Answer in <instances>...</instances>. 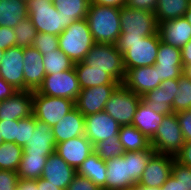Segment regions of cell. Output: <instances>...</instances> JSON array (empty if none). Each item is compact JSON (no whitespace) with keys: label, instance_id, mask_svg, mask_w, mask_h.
Instances as JSON below:
<instances>
[{"label":"cell","instance_id":"1","mask_svg":"<svg viewBox=\"0 0 191 190\" xmlns=\"http://www.w3.org/2000/svg\"><path fill=\"white\" fill-rule=\"evenodd\" d=\"M159 34L144 36L119 35L117 49L123 54L125 70L154 65L160 44Z\"/></svg>","mask_w":191,"mask_h":190},{"label":"cell","instance_id":"2","mask_svg":"<svg viewBox=\"0 0 191 190\" xmlns=\"http://www.w3.org/2000/svg\"><path fill=\"white\" fill-rule=\"evenodd\" d=\"M86 20L95 43H117L121 34L120 8L90 3Z\"/></svg>","mask_w":191,"mask_h":190},{"label":"cell","instance_id":"3","mask_svg":"<svg viewBox=\"0 0 191 190\" xmlns=\"http://www.w3.org/2000/svg\"><path fill=\"white\" fill-rule=\"evenodd\" d=\"M59 49L73 63L82 62L87 52L96 44L86 19L74 21L58 36Z\"/></svg>","mask_w":191,"mask_h":190},{"label":"cell","instance_id":"4","mask_svg":"<svg viewBox=\"0 0 191 190\" xmlns=\"http://www.w3.org/2000/svg\"><path fill=\"white\" fill-rule=\"evenodd\" d=\"M91 69L102 70L110 74L117 82L123 83L126 70L123 54L117 49L116 44H95L82 61Z\"/></svg>","mask_w":191,"mask_h":190},{"label":"cell","instance_id":"5","mask_svg":"<svg viewBox=\"0 0 191 190\" xmlns=\"http://www.w3.org/2000/svg\"><path fill=\"white\" fill-rule=\"evenodd\" d=\"M150 142L156 153L175 157L181 151L185 140L176 113L164 116Z\"/></svg>","mask_w":191,"mask_h":190},{"label":"cell","instance_id":"6","mask_svg":"<svg viewBox=\"0 0 191 190\" xmlns=\"http://www.w3.org/2000/svg\"><path fill=\"white\" fill-rule=\"evenodd\" d=\"M28 17L38 33L59 36L64 31V18L48 0H30L27 3Z\"/></svg>","mask_w":191,"mask_h":190},{"label":"cell","instance_id":"7","mask_svg":"<svg viewBox=\"0 0 191 190\" xmlns=\"http://www.w3.org/2000/svg\"><path fill=\"white\" fill-rule=\"evenodd\" d=\"M141 100V96L120 84L106 102L104 112L109 114L120 126L131 125Z\"/></svg>","mask_w":191,"mask_h":190},{"label":"cell","instance_id":"8","mask_svg":"<svg viewBox=\"0 0 191 190\" xmlns=\"http://www.w3.org/2000/svg\"><path fill=\"white\" fill-rule=\"evenodd\" d=\"M75 108V101L50 97L33 91V115L51 128Z\"/></svg>","mask_w":191,"mask_h":190},{"label":"cell","instance_id":"9","mask_svg":"<svg viewBox=\"0 0 191 190\" xmlns=\"http://www.w3.org/2000/svg\"><path fill=\"white\" fill-rule=\"evenodd\" d=\"M121 33L124 36L148 37L158 33L154 12L123 6L120 8Z\"/></svg>","mask_w":191,"mask_h":190},{"label":"cell","instance_id":"10","mask_svg":"<svg viewBox=\"0 0 191 190\" xmlns=\"http://www.w3.org/2000/svg\"><path fill=\"white\" fill-rule=\"evenodd\" d=\"M81 91L75 68L61 73L46 75L37 92L57 98L76 101Z\"/></svg>","mask_w":191,"mask_h":190},{"label":"cell","instance_id":"11","mask_svg":"<svg viewBox=\"0 0 191 190\" xmlns=\"http://www.w3.org/2000/svg\"><path fill=\"white\" fill-rule=\"evenodd\" d=\"M158 70L159 80L179 79L184 73L181 49L160 41L156 62L153 65Z\"/></svg>","mask_w":191,"mask_h":190},{"label":"cell","instance_id":"12","mask_svg":"<svg viewBox=\"0 0 191 190\" xmlns=\"http://www.w3.org/2000/svg\"><path fill=\"white\" fill-rule=\"evenodd\" d=\"M119 85H100L81 89L75 101V107L89 116L104 111L106 102Z\"/></svg>","mask_w":191,"mask_h":190},{"label":"cell","instance_id":"13","mask_svg":"<svg viewBox=\"0 0 191 190\" xmlns=\"http://www.w3.org/2000/svg\"><path fill=\"white\" fill-rule=\"evenodd\" d=\"M24 48L10 47L1 58L0 72L2 79L16 90H24Z\"/></svg>","mask_w":191,"mask_h":190},{"label":"cell","instance_id":"14","mask_svg":"<svg viewBox=\"0 0 191 190\" xmlns=\"http://www.w3.org/2000/svg\"><path fill=\"white\" fill-rule=\"evenodd\" d=\"M174 160V156L155 153L146 165L137 184L146 187L160 188L171 175Z\"/></svg>","mask_w":191,"mask_h":190},{"label":"cell","instance_id":"15","mask_svg":"<svg viewBox=\"0 0 191 190\" xmlns=\"http://www.w3.org/2000/svg\"><path fill=\"white\" fill-rule=\"evenodd\" d=\"M179 79H168L161 82L160 86L147 92L142 100L148 107L163 115L173 114V101L178 90Z\"/></svg>","mask_w":191,"mask_h":190},{"label":"cell","instance_id":"16","mask_svg":"<svg viewBox=\"0 0 191 190\" xmlns=\"http://www.w3.org/2000/svg\"><path fill=\"white\" fill-rule=\"evenodd\" d=\"M128 90L139 96L160 86L158 70L153 65L128 69L122 83Z\"/></svg>","mask_w":191,"mask_h":190},{"label":"cell","instance_id":"17","mask_svg":"<svg viewBox=\"0 0 191 190\" xmlns=\"http://www.w3.org/2000/svg\"><path fill=\"white\" fill-rule=\"evenodd\" d=\"M120 127V124L104 111L85 116V136L93 145L118 136Z\"/></svg>","mask_w":191,"mask_h":190},{"label":"cell","instance_id":"18","mask_svg":"<svg viewBox=\"0 0 191 190\" xmlns=\"http://www.w3.org/2000/svg\"><path fill=\"white\" fill-rule=\"evenodd\" d=\"M33 115V91L18 90L0 101V121L19 120Z\"/></svg>","mask_w":191,"mask_h":190},{"label":"cell","instance_id":"19","mask_svg":"<svg viewBox=\"0 0 191 190\" xmlns=\"http://www.w3.org/2000/svg\"><path fill=\"white\" fill-rule=\"evenodd\" d=\"M55 152L71 167L76 170L94 152V145L85 136L68 139L57 143Z\"/></svg>","mask_w":191,"mask_h":190},{"label":"cell","instance_id":"20","mask_svg":"<svg viewBox=\"0 0 191 190\" xmlns=\"http://www.w3.org/2000/svg\"><path fill=\"white\" fill-rule=\"evenodd\" d=\"M106 190H127L131 188L130 152L106 161Z\"/></svg>","mask_w":191,"mask_h":190},{"label":"cell","instance_id":"21","mask_svg":"<svg viewBox=\"0 0 191 190\" xmlns=\"http://www.w3.org/2000/svg\"><path fill=\"white\" fill-rule=\"evenodd\" d=\"M76 174L77 170L54 152L47 157L41 177L56 187L66 190Z\"/></svg>","mask_w":191,"mask_h":190},{"label":"cell","instance_id":"22","mask_svg":"<svg viewBox=\"0 0 191 190\" xmlns=\"http://www.w3.org/2000/svg\"><path fill=\"white\" fill-rule=\"evenodd\" d=\"M43 55L33 46L24 47V90L37 91L46 76Z\"/></svg>","mask_w":191,"mask_h":190},{"label":"cell","instance_id":"23","mask_svg":"<svg viewBox=\"0 0 191 190\" xmlns=\"http://www.w3.org/2000/svg\"><path fill=\"white\" fill-rule=\"evenodd\" d=\"M158 34L165 44L181 49L191 40V25L185 17L167 20L159 23Z\"/></svg>","mask_w":191,"mask_h":190},{"label":"cell","instance_id":"24","mask_svg":"<svg viewBox=\"0 0 191 190\" xmlns=\"http://www.w3.org/2000/svg\"><path fill=\"white\" fill-rule=\"evenodd\" d=\"M56 145L52 128L45 122L36 119V128L23 147V154L49 156L55 152Z\"/></svg>","mask_w":191,"mask_h":190},{"label":"cell","instance_id":"25","mask_svg":"<svg viewBox=\"0 0 191 190\" xmlns=\"http://www.w3.org/2000/svg\"><path fill=\"white\" fill-rule=\"evenodd\" d=\"M56 143L85 135V116L75 107L52 127Z\"/></svg>","mask_w":191,"mask_h":190},{"label":"cell","instance_id":"26","mask_svg":"<svg viewBox=\"0 0 191 190\" xmlns=\"http://www.w3.org/2000/svg\"><path fill=\"white\" fill-rule=\"evenodd\" d=\"M164 116L163 114L152 111L141 100L133 117L132 125L150 140L159 128Z\"/></svg>","mask_w":191,"mask_h":190},{"label":"cell","instance_id":"27","mask_svg":"<svg viewBox=\"0 0 191 190\" xmlns=\"http://www.w3.org/2000/svg\"><path fill=\"white\" fill-rule=\"evenodd\" d=\"M74 68L81 89L100 85H120L110 74L102 70L91 69L83 62L75 63Z\"/></svg>","mask_w":191,"mask_h":190},{"label":"cell","instance_id":"28","mask_svg":"<svg viewBox=\"0 0 191 190\" xmlns=\"http://www.w3.org/2000/svg\"><path fill=\"white\" fill-rule=\"evenodd\" d=\"M77 174L90 179L100 189L106 190V161L92 152L77 169Z\"/></svg>","mask_w":191,"mask_h":190},{"label":"cell","instance_id":"29","mask_svg":"<svg viewBox=\"0 0 191 190\" xmlns=\"http://www.w3.org/2000/svg\"><path fill=\"white\" fill-rule=\"evenodd\" d=\"M27 17L26 2L22 0H0V26L14 28Z\"/></svg>","mask_w":191,"mask_h":190},{"label":"cell","instance_id":"30","mask_svg":"<svg viewBox=\"0 0 191 190\" xmlns=\"http://www.w3.org/2000/svg\"><path fill=\"white\" fill-rule=\"evenodd\" d=\"M56 10L64 18V28L74 21L86 19L90 0H55Z\"/></svg>","mask_w":191,"mask_h":190},{"label":"cell","instance_id":"31","mask_svg":"<svg viewBox=\"0 0 191 190\" xmlns=\"http://www.w3.org/2000/svg\"><path fill=\"white\" fill-rule=\"evenodd\" d=\"M118 137L125 152L148 150L151 147L150 140L132 124L121 126Z\"/></svg>","mask_w":191,"mask_h":190},{"label":"cell","instance_id":"32","mask_svg":"<svg viewBox=\"0 0 191 190\" xmlns=\"http://www.w3.org/2000/svg\"><path fill=\"white\" fill-rule=\"evenodd\" d=\"M191 0H158L154 11L157 22L162 23L167 20L184 17Z\"/></svg>","mask_w":191,"mask_h":190},{"label":"cell","instance_id":"33","mask_svg":"<svg viewBox=\"0 0 191 190\" xmlns=\"http://www.w3.org/2000/svg\"><path fill=\"white\" fill-rule=\"evenodd\" d=\"M48 156L23 154L17 175L22 179L36 180L42 175Z\"/></svg>","mask_w":191,"mask_h":190},{"label":"cell","instance_id":"34","mask_svg":"<svg viewBox=\"0 0 191 190\" xmlns=\"http://www.w3.org/2000/svg\"><path fill=\"white\" fill-rule=\"evenodd\" d=\"M23 155V147L4 142L0 145V170L17 172Z\"/></svg>","mask_w":191,"mask_h":190},{"label":"cell","instance_id":"35","mask_svg":"<svg viewBox=\"0 0 191 190\" xmlns=\"http://www.w3.org/2000/svg\"><path fill=\"white\" fill-rule=\"evenodd\" d=\"M46 75L61 73L74 68L73 61L60 49L47 52L43 55Z\"/></svg>","mask_w":191,"mask_h":190},{"label":"cell","instance_id":"36","mask_svg":"<svg viewBox=\"0 0 191 190\" xmlns=\"http://www.w3.org/2000/svg\"><path fill=\"white\" fill-rule=\"evenodd\" d=\"M155 153L152 147L148 150L130 152L131 187L139 182L146 165Z\"/></svg>","mask_w":191,"mask_h":190},{"label":"cell","instance_id":"37","mask_svg":"<svg viewBox=\"0 0 191 190\" xmlns=\"http://www.w3.org/2000/svg\"><path fill=\"white\" fill-rule=\"evenodd\" d=\"M172 108L174 113L191 109V77L186 73L179 78L178 90Z\"/></svg>","mask_w":191,"mask_h":190},{"label":"cell","instance_id":"38","mask_svg":"<svg viewBox=\"0 0 191 190\" xmlns=\"http://www.w3.org/2000/svg\"><path fill=\"white\" fill-rule=\"evenodd\" d=\"M94 152L104 161L123 156L125 152L118 136L99 141L94 145Z\"/></svg>","mask_w":191,"mask_h":190},{"label":"cell","instance_id":"39","mask_svg":"<svg viewBox=\"0 0 191 190\" xmlns=\"http://www.w3.org/2000/svg\"><path fill=\"white\" fill-rule=\"evenodd\" d=\"M13 29L16 36V46L24 48L33 45L38 32L29 17L20 21Z\"/></svg>","mask_w":191,"mask_h":190},{"label":"cell","instance_id":"40","mask_svg":"<svg viewBox=\"0 0 191 190\" xmlns=\"http://www.w3.org/2000/svg\"><path fill=\"white\" fill-rule=\"evenodd\" d=\"M36 128V118L31 115L27 118L19 119L18 126H16L15 144L24 147L26 142L29 141L31 134Z\"/></svg>","mask_w":191,"mask_h":190},{"label":"cell","instance_id":"41","mask_svg":"<svg viewBox=\"0 0 191 190\" xmlns=\"http://www.w3.org/2000/svg\"><path fill=\"white\" fill-rule=\"evenodd\" d=\"M32 46L42 55L55 51L59 49L58 36L50 33H37Z\"/></svg>","mask_w":191,"mask_h":190},{"label":"cell","instance_id":"42","mask_svg":"<svg viewBox=\"0 0 191 190\" xmlns=\"http://www.w3.org/2000/svg\"><path fill=\"white\" fill-rule=\"evenodd\" d=\"M171 174L176 182H179L181 190H191V167L183 166L174 160Z\"/></svg>","mask_w":191,"mask_h":190},{"label":"cell","instance_id":"43","mask_svg":"<svg viewBox=\"0 0 191 190\" xmlns=\"http://www.w3.org/2000/svg\"><path fill=\"white\" fill-rule=\"evenodd\" d=\"M16 126H18V120L0 121V136H2L4 142L15 143Z\"/></svg>","mask_w":191,"mask_h":190},{"label":"cell","instance_id":"44","mask_svg":"<svg viewBox=\"0 0 191 190\" xmlns=\"http://www.w3.org/2000/svg\"><path fill=\"white\" fill-rule=\"evenodd\" d=\"M185 142L191 141V109L176 112Z\"/></svg>","mask_w":191,"mask_h":190},{"label":"cell","instance_id":"45","mask_svg":"<svg viewBox=\"0 0 191 190\" xmlns=\"http://www.w3.org/2000/svg\"><path fill=\"white\" fill-rule=\"evenodd\" d=\"M18 180L17 172L0 170V190H16Z\"/></svg>","mask_w":191,"mask_h":190},{"label":"cell","instance_id":"46","mask_svg":"<svg viewBox=\"0 0 191 190\" xmlns=\"http://www.w3.org/2000/svg\"><path fill=\"white\" fill-rule=\"evenodd\" d=\"M66 190H102L95 185L90 179L76 174Z\"/></svg>","mask_w":191,"mask_h":190},{"label":"cell","instance_id":"47","mask_svg":"<svg viewBox=\"0 0 191 190\" xmlns=\"http://www.w3.org/2000/svg\"><path fill=\"white\" fill-rule=\"evenodd\" d=\"M14 46H16L14 29L0 26V48L6 51L8 48Z\"/></svg>","mask_w":191,"mask_h":190},{"label":"cell","instance_id":"48","mask_svg":"<svg viewBox=\"0 0 191 190\" xmlns=\"http://www.w3.org/2000/svg\"><path fill=\"white\" fill-rule=\"evenodd\" d=\"M158 4V0H126L125 6L133 9L154 12Z\"/></svg>","mask_w":191,"mask_h":190},{"label":"cell","instance_id":"49","mask_svg":"<svg viewBox=\"0 0 191 190\" xmlns=\"http://www.w3.org/2000/svg\"><path fill=\"white\" fill-rule=\"evenodd\" d=\"M175 160L183 166L191 167V141L184 143Z\"/></svg>","mask_w":191,"mask_h":190},{"label":"cell","instance_id":"50","mask_svg":"<svg viewBox=\"0 0 191 190\" xmlns=\"http://www.w3.org/2000/svg\"><path fill=\"white\" fill-rule=\"evenodd\" d=\"M17 91L11 84L0 79V101L10 98Z\"/></svg>","mask_w":191,"mask_h":190},{"label":"cell","instance_id":"51","mask_svg":"<svg viewBox=\"0 0 191 190\" xmlns=\"http://www.w3.org/2000/svg\"><path fill=\"white\" fill-rule=\"evenodd\" d=\"M182 64L184 70L191 65V40L181 48Z\"/></svg>","mask_w":191,"mask_h":190},{"label":"cell","instance_id":"52","mask_svg":"<svg viewBox=\"0 0 191 190\" xmlns=\"http://www.w3.org/2000/svg\"><path fill=\"white\" fill-rule=\"evenodd\" d=\"M16 190H38L37 179H22L19 178Z\"/></svg>","mask_w":191,"mask_h":190},{"label":"cell","instance_id":"53","mask_svg":"<svg viewBox=\"0 0 191 190\" xmlns=\"http://www.w3.org/2000/svg\"><path fill=\"white\" fill-rule=\"evenodd\" d=\"M126 0H90L92 4H98L102 6H111L121 8L125 5Z\"/></svg>","mask_w":191,"mask_h":190},{"label":"cell","instance_id":"54","mask_svg":"<svg viewBox=\"0 0 191 190\" xmlns=\"http://www.w3.org/2000/svg\"><path fill=\"white\" fill-rule=\"evenodd\" d=\"M160 190H181L179 182H176L175 177L171 174L168 180L160 187Z\"/></svg>","mask_w":191,"mask_h":190},{"label":"cell","instance_id":"55","mask_svg":"<svg viewBox=\"0 0 191 190\" xmlns=\"http://www.w3.org/2000/svg\"><path fill=\"white\" fill-rule=\"evenodd\" d=\"M37 187L38 190H62L59 187H56V185H53L49 183L47 180L40 177L37 179Z\"/></svg>","mask_w":191,"mask_h":190},{"label":"cell","instance_id":"56","mask_svg":"<svg viewBox=\"0 0 191 190\" xmlns=\"http://www.w3.org/2000/svg\"><path fill=\"white\" fill-rule=\"evenodd\" d=\"M127 190H160V188L146 187L136 184Z\"/></svg>","mask_w":191,"mask_h":190},{"label":"cell","instance_id":"57","mask_svg":"<svg viewBox=\"0 0 191 190\" xmlns=\"http://www.w3.org/2000/svg\"><path fill=\"white\" fill-rule=\"evenodd\" d=\"M187 21L189 22V24L191 25V1L189 3V6H188V10L187 12L185 13V16H184Z\"/></svg>","mask_w":191,"mask_h":190},{"label":"cell","instance_id":"58","mask_svg":"<svg viewBox=\"0 0 191 190\" xmlns=\"http://www.w3.org/2000/svg\"><path fill=\"white\" fill-rule=\"evenodd\" d=\"M185 73H186L189 77H191V65L188 66V67L185 69Z\"/></svg>","mask_w":191,"mask_h":190},{"label":"cell","instance_id":"59","mask_svg":"<svg viewBox=\"0 0 191 190\" xmlns=\"http://www.w3.org/2000/svg\"><path fill=\"white\" fill-rule=\"evenodd\" d=\"M4 52L5 51L0 48V63H1V58L3 57Z\"/></svg>","mask_w":191,"mask_h":190},{"label":"cell","instance_id":"60","mask_svg":"<svg viewBox=\"0 0 191 190\" xmlns=\"http://www.w3.org/2000/svg\"><path fill=\"white\" fill-rule=\"evenodd\" d=\"M4 143V140L2 138V136H0V145H2Z\"/></svg>","mask_w":191,"mask_h":190}]
</instances>
